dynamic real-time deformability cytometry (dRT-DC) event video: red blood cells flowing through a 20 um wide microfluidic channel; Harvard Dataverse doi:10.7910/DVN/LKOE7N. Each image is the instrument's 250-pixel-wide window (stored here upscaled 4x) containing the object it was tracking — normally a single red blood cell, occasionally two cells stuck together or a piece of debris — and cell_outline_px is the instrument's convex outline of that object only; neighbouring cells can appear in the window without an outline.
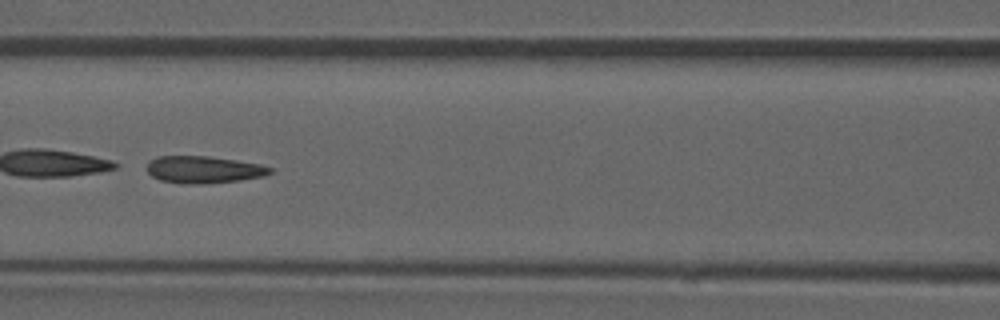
{"species": "common noctule bat (a hibernating species)", "species_latin": "Nyctalus noctula", "temperature_condition": "room temperature", "stored_images_in_passage": 37, "camera_frame_rate_fps": 3000, "um_per_image_px": 0.085, "animal": {"sex": "male", "forearm_length_mm": 52.5}, "frame": {"image": 1, "passage_image": 11, "time_ms": 3.333, "image_size_px": [1000, 320], "cell_outline_px": [[272, 172], [264, 176], [240, 180], [204, 184], [180, 184], [160, 180], [152, 176], [148, 172], [148, 160], [156, 156], [208, 156], [236, 160], [260, 164], [272, 168]], "centroid_in_image_um": [17.29, 14.42], "position_along_channel_um": 149.3, "area_um2": 19.59}, "authors_computed_cell_mechanics": {"area_um2": 19.363, "velocity_mm_per_s": 3.9065, "shape_relaxation_time_tau1_ms": 0.385, "shape_relaxation_time_tau2_ms": 2.3365, "deformation_change_tau1": 0.2324, "deformation_change_tau2": 0.1269}}